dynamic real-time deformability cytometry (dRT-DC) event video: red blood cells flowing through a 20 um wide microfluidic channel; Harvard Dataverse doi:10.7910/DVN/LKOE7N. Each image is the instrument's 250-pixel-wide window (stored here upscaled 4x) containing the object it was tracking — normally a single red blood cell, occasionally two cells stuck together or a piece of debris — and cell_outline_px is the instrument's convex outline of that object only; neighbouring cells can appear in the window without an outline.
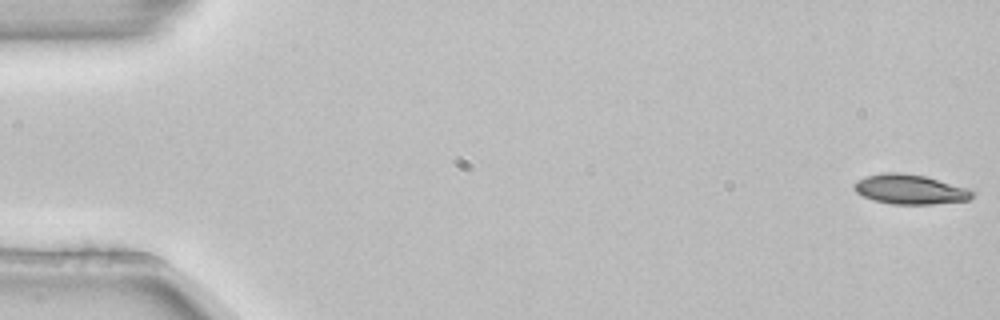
{"species": "common noctule bat (a hibernating species)", "species_latin": "Nyctalus noctula", "temperature_condition": "room temperature", "stored_images_in_passage": 4, "camera_frame_rate_fps": 3000, "um_per_image_px": 0.085, "animal": {"sex": "female", "body_mass_g": 22.7, "forearm_length_mm": 54.2}, "frame": {"image": 1, "passage_image": 1, "time_ms": 0.0, "image_size_px": [1000, 320], "cell_outline_px": [[976, 192], [968, 200], [932, 204], [892, 204], [872, 200], [856, 192], [852, 188], [852, 184], [856, 180], [868, 176], [888, 172], [900, 172], [924, 176], [968, 188]], "centroid_in_image_um": [77.32, 16.1], "position_along_channel_um": 7.7, "area_um2": 20.4}}
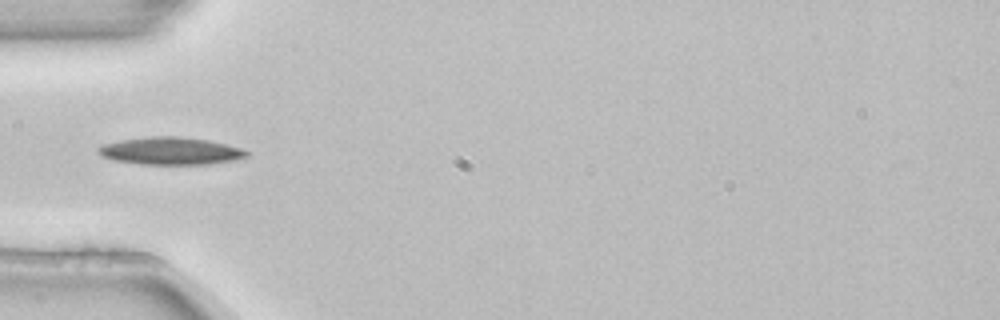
{"frame": {"image": 2, "passage_image": 4, "time_ms": 1.0, "image_size_px": [1000, 320], "cell_outline_px": [[248, 156], [236, 160], [208, 164], [140, 164], [112, 160], [100, 156], [96, 152], [96, 148], [100, 144], [120, 140], [148, 136], [180, 136], [208, 140], [244, 148], [248, 152]], "centroid_in_image_um": [14.45, 12.82], "position_along_channel_um": 70.5, "area_um2": 24.16}}